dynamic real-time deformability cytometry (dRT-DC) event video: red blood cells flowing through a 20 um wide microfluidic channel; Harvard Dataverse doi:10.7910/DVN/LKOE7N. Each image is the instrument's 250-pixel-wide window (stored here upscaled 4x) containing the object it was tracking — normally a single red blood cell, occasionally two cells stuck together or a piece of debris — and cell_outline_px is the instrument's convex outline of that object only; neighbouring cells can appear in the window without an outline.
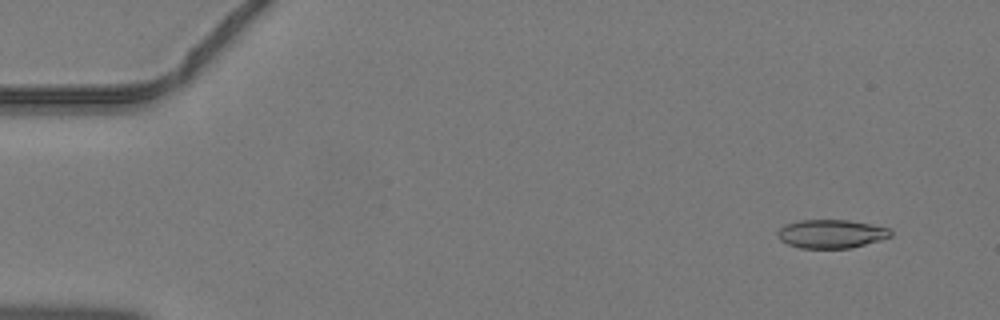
{"species": "common noctule bat (a hibernating species)", "species_latin": "Nyctalus noctula", "temperature_condition": "warm", "stored_images_in_passage": 15, "camera_frame_rate_fps": 3000, "um_per_image_px": 0.085, "animal": {"sex": "male", "body_mass_g": 19.2, "forearm_length_mm": 51.8}, "frame": {"image": 1, "passage_image": 4, "time_ms": 1.0, "image_size_px": [1000, 320], "cell_outline_px": [[892, 236], [880, 240], [852, 248], [800, 248], [788, 244], [780, 240], [776, 232], [784, 224], [800, 220], [848, 220], [888, 228], [892, 232]], "centroid_in_image_um": [70.63, 19.88], "position_along_channel_um": 14.4, "area_um2": 18.79}}
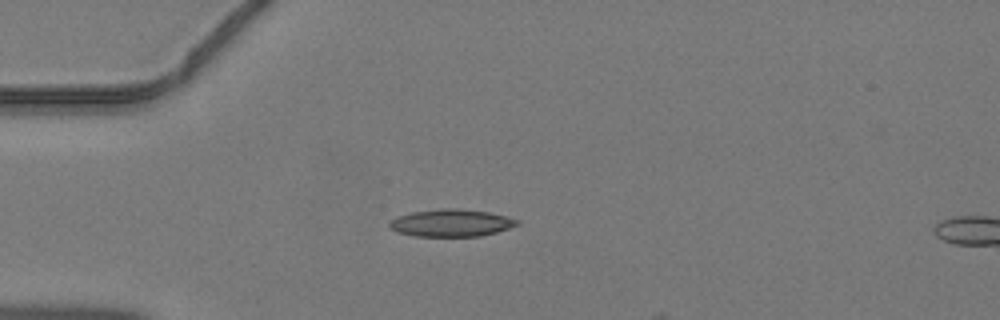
{"frame": {"image": 2, "passage_image": 13, "time_ms": 4.0, "image_size_px": [1000, 320], "cell_outline_px": [[520, 224], [496, 232], [480, 236], [416, 236], [396, 232], [388, 224], [392, 220], [400, 216], [412, 212], [440, 208], [456, 208], [488, 212], [508, 216], [520, 220]], "centroid_in_image_um": [38.39, 18.94], "position_along_channel_um": 46.6, "area_um2": 20.23}}